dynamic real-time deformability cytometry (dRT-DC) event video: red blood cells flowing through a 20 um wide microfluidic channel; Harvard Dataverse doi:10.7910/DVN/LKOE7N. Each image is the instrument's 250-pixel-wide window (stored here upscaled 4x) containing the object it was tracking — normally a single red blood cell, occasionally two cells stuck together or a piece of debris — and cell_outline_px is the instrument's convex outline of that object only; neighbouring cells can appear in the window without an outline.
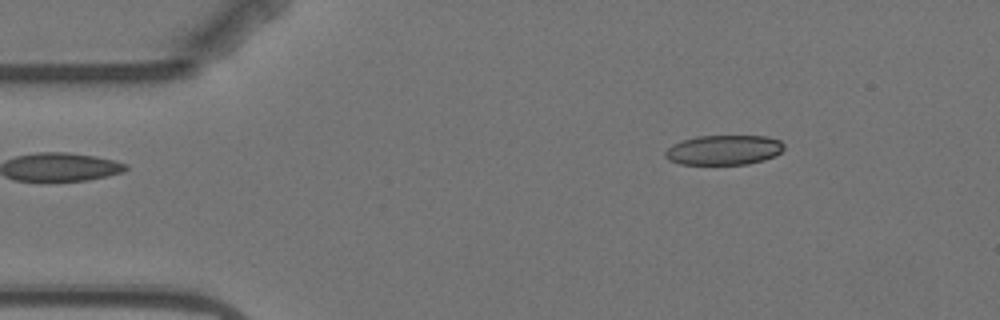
{"species": "Egyptian fruit bat (a non-hibernating species)", "species_latin": "Rousettus aegyptiacus", "temperature_condition": "warm", "stored_images_in_passage": 3, "camera_frame_rate_fps": 3000, "um_per_image_px": 0.085, "animal": {"sex": "female"}, "frame": {"image": 1, "passage_image": 1, "time_ms": 0.0, "image_size_px": [1000, 320], "cell_outline_px": [[784, 148], [776, 156], [764, 160], [748, 164], [680, 164], [668, 160], [664, 156], [664, 152], [672, 144], [696, 136], [768, 136], [780, 140], [784, 144]], "centroid_in_image_um": [61.53, 12.75], "position_along_channel_um": 23.5, "area_um2": 20.75}}